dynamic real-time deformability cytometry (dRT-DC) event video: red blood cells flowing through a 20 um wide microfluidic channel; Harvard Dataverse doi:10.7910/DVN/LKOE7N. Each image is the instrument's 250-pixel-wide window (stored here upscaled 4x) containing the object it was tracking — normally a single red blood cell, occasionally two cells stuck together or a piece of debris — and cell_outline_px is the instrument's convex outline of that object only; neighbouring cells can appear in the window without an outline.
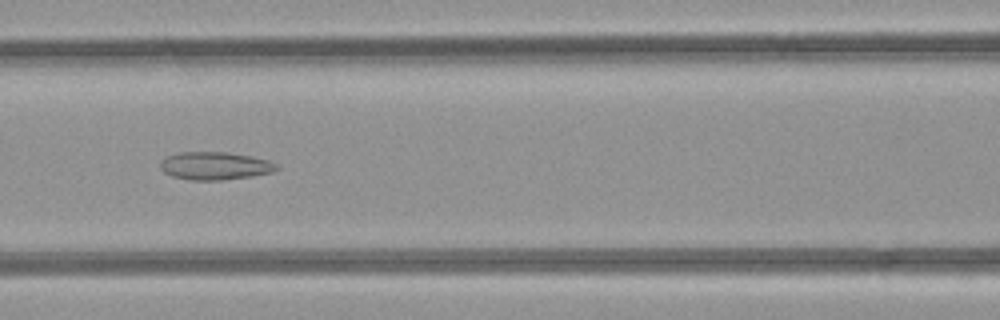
{"species": "common noctule bat (a hibernating species)", "species_latin": "Nyctalus noctula", "temperature_condition": "room temperature", "stored_images_in_passage": 49, "camera_frame_rate_fps": 3000, "um_per_image_px": 0.085, "animal": {"sex": "female", "body_mass_g": 21.9}, "frame": {"image": 1, "passage_image": 21, "time_ms": 6.667, "image_size_px": [1000, 320], "cell_outline_px": [[280, 168], [272, 172], [252, 176], [220, 180], [188, 180], [172, 176], [164, 172], [160, 168], [160, 164], [168, 156], [180, 152], [224, 152], [252, 156], [268, 160], [276, 164]], "centroid_in_image_um": [18.29, 14.1], "position_along_channel_um": 148.3, "area_um2": 18.79}}
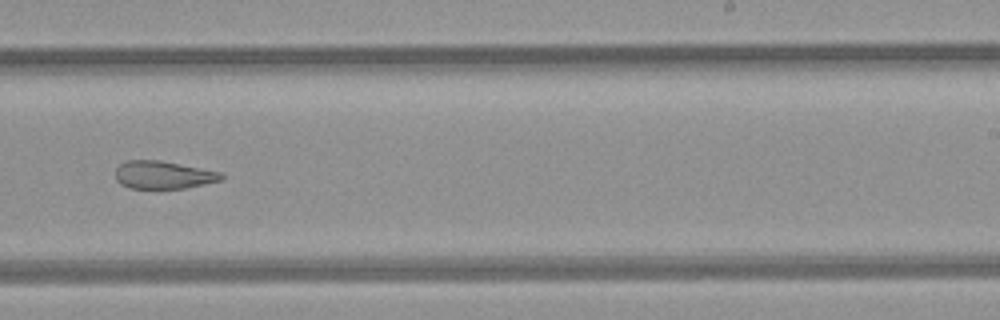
{"frame": {"image": 2, "passage_image": 30, "time_ms": 9.667, "image_size_px": [1000, 320], "cell_outline_px": [[224, 176], [220, 180], [184, 188], [128, 188], [120, 184], [116, 180], [116, 168], [120, 164], [128, 160], [160, 160], [224, 172]], "centroid_in_image_um": [13.87, 14.86], "position_along_channel_um": 275.1, "area_um2": 17.17}}
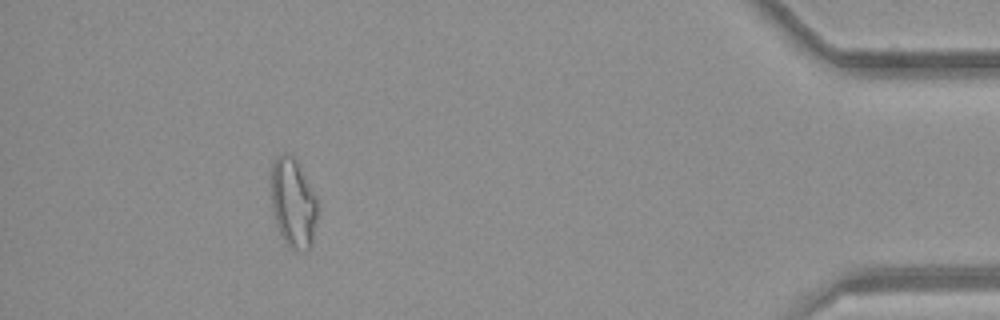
{"frame": {"image": 3, "passage_image": 44, "time_ms": 14.333, "image_size_px": [1000, 320], "cell_outline_px": [[316, 216], [312, 244], [308, 252], [288, 248], [284, 244], [276, 224], [272, 208], [272, 164], [276, 156], [284, 152], [292, 152], [316, 200]], "centroid_in_image_um": [24.89, 17.28], "position_along_channel_um": 410.3, "area_um2": 23.99}, "authors_computed_cell_mechanics": {"area_um2": 21.7906, "velocity_mm_per_s": 4.2481, "shape_relaxation_time_tau1_ms": null, "shape_relaxation_time_tau2_ms": 3.6706, "deformation_change_tau1": null, "deformation_change_tau2": 0.127}}